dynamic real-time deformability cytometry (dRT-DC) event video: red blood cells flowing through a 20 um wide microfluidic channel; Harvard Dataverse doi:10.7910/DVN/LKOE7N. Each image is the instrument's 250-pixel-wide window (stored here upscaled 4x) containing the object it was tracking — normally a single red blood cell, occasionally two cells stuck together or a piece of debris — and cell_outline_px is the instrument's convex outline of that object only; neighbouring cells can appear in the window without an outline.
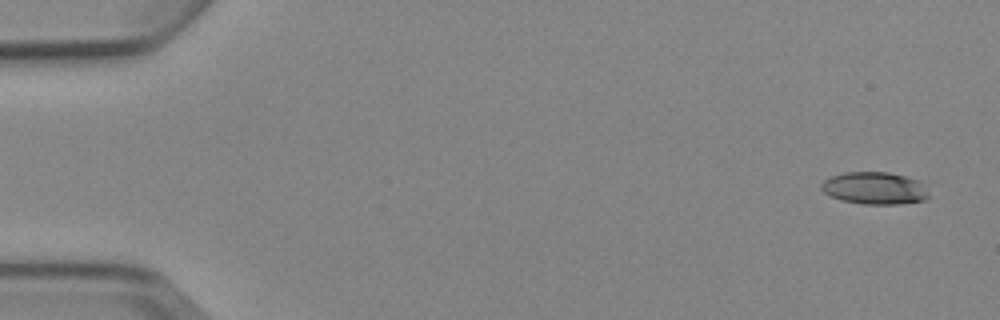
{"species": "Egyptian fruit bat (a non-hibernating species)", "species_latin": "Rousettus aegyptiacus", "temperature_condition": "cold", "stored_images_in_passage": 6, "camera_frame_rate_fps": 3000, "um_per_image_px": 0.085, "animal": {"sex": "female"}, "frame": {"image": 1, "passage_image": 1, "time_ms": 0.0, "image_size_px": [1000, 320], "cell_outline_px": [[928, 196], [924, 200], [896, 204], [864, 204], [844, 200], [832, 196], [824, 192], [820, 188], [820, 184], [824, 180], [832, 176], [844, 172], [888, 172], [920, 180], [928, 192]], "centroid_in_image_um": [74.34, 15.98], "position_along_channel_um": 10.7, "area_um2": 20.06}}
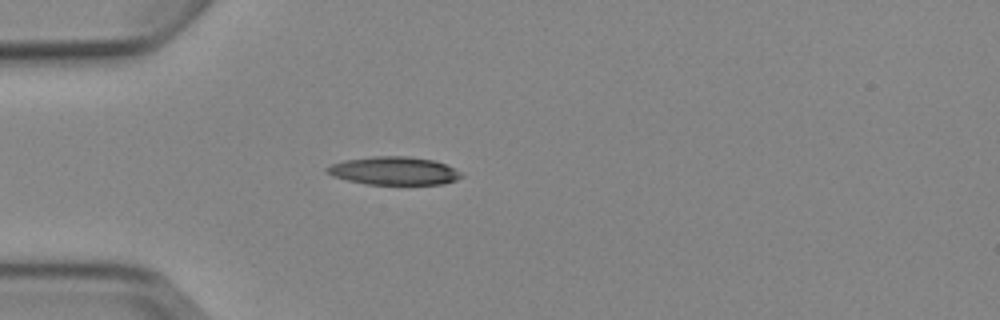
{"frame": {"image": 2, "passage_image": 4, "time_ms": 4.333, "image_size_px": [1000, 320], "cell_outline_px": [[464, 176], [456, 180], [444, 184], [364, 184], [332, 176], [324, 168], [332, 164], [344, 160], [372, 156], [408, 156], [432, 160], [444, 164], [460, 172]], "centroid_in_image_um": [33.47, 14.52], "position_along_channel_um": 51.5, "area_um2": 21.91}}
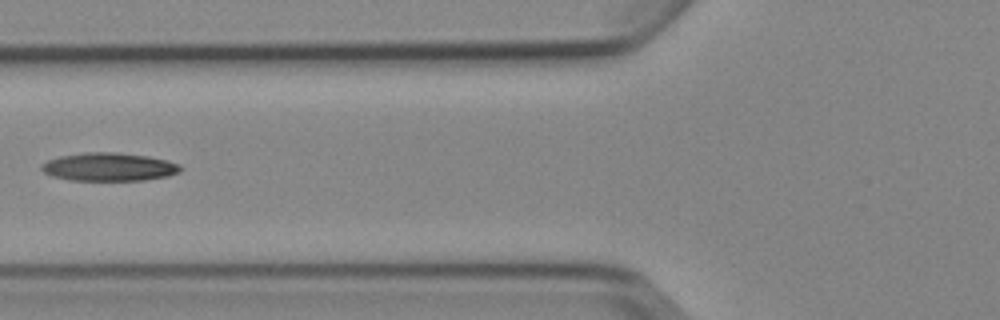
{"frame": {"image": 3, "passage_image": 6, "time_ms": 6.333, "image_size_px": [1000, 320], "cell_outline_px": [[184, 168], [180, 172], [168, 176], [144, 180], [68, 180], [52, 176], [44, 172], [40, 168], [40, 164], [48, 160], [60, 156], [84, 152], [116, 152], [148, 156], [168, 160], [180, 164]], "centroid_in_image_um": [9.28, 14.18], "position_along_channel_um": 116.5, "area_um2": 23.06}}